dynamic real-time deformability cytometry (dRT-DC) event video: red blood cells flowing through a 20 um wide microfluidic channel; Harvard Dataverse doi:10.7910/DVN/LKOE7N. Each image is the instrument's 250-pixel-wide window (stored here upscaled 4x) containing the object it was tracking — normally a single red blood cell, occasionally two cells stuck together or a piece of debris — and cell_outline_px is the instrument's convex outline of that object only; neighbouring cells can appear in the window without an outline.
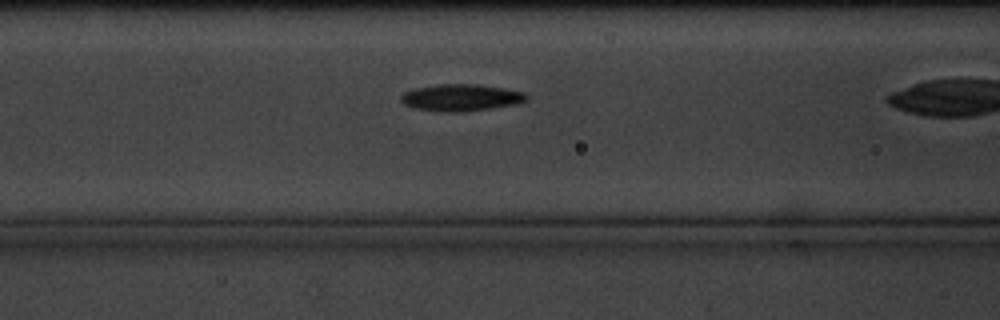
{"species": "common noctule bat (a hibernating species)", "species_latin": "Nyctalus noctula", "temperature_condition": "cold", "stored_images_in_passage": 5, "camera_frame_rate_fps": 3000, "um_per_image_px": 0.085, "animal": {"sex": "male", "body_mass_g": 20.1, "forearm_length_mm": 53.5}, "frame": {"image": 1, "passage_image": 5, "time_ms": 4.667, "image_size_px": [1000, 320], "cell_outline_px": [[528, 100], [520, 104], [464, 112], [436, 112], [412, 108], [404, 104], [400, 100], [400, 96], [404, 92], [416, 88], [436, 84], [476, 84], [504, 88], [524, 92], [528, 96]], "centroid_in_image_um": [39.19, 8.31], "position_along_channel_um": 127.4, "area_um2": 20.06}}